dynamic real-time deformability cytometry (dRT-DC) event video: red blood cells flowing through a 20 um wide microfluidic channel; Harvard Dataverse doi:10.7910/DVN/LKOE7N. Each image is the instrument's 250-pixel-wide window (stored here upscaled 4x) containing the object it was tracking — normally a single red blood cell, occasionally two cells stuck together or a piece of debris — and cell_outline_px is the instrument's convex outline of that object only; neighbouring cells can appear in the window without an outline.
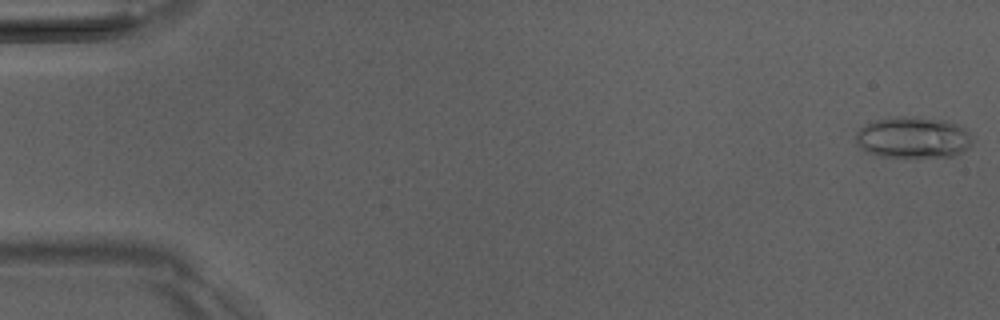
{"species": "Egyptian fruit bat (a non-hibernating species)", "species_latin": "Rousettus aegyptiacus", "temperature_condition": "room temperature", "stored_images_in_passage": 51, "camera_frame_rate_fps": 3000, "um_per_image_px": 0.085, "animal": {"sex": "male"}, "frame": {"image": 1, "passage_image": 1, "time_ms": 0.0, "image_size_px": [1000, 320], "cell_outline_px": [[972, 144], [968, 148], [952, 156], [880, 156], [860, 148], [856, 140], [856, 132], [864, 124], [876, 120], [896, 116], [920, 116], [948, 120], [960, 124], [972, 136]], "centroid_in_image_um": [77.64, 11.65], "position_along_channel_um": 7.4, "area_um2": 28.21}}
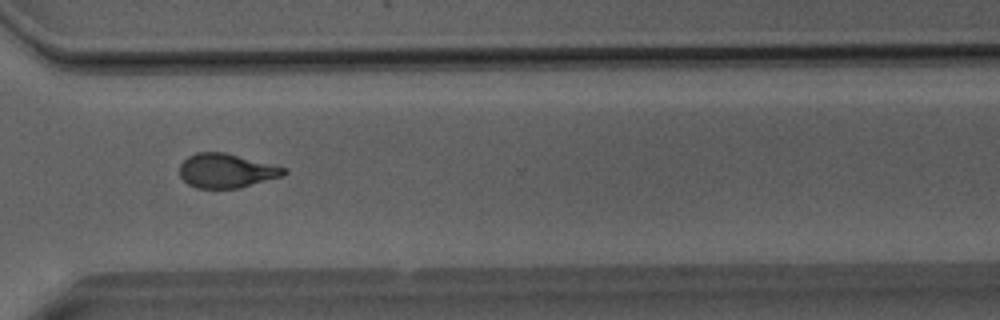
{"frame": {"image": 2, "passage_image": 38, "time_ms": 12.333, "image_size_px": [1000, 320], "cell_outline_px": [[288, 172], [280, 176], [240, 188], [196, 188], [188, 184], [180, 176], [180, 164], [188, 156], [196, 152], [224, 152], [288, 168]], "centroid_in_image_um": [19.23, 14.51], "position_along_channel_um": 351.4, "area_um2": 20.69}}
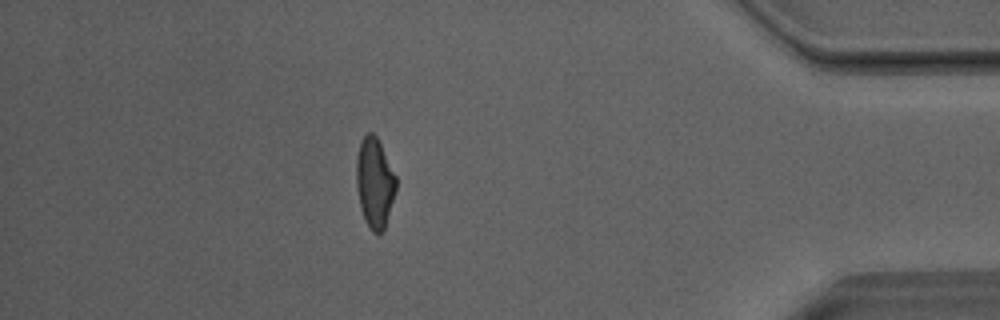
{"frame": {"image": 3, "passage_image": 45, "time_ms": 14.667, "image_size_px": [1000, 320], "cell_outline_px": [[396, 192], [384, 232], [372, 232], [364, 220], [360, 208], [356, 188], [356, 156], [360, 140], [368, 132], [372, 132], [376, 136], [396, 176]], "centroid_in_image_um": [31.83, 15.56], "position_along_channel_um": 403.4, "area_um2": 21.1}, "authors_computed_cell_mechanics": {"area_um2": 21.2704, "velocity_mm_per_s": 4.053, "shape_relaxation_time_tau1_ms": 6.2588, "shape_relaxation_time_tau2_ms": 2.0135, "deformation_change_tau1": 0.2027, "deformation_change_tau2": 0.1015}}